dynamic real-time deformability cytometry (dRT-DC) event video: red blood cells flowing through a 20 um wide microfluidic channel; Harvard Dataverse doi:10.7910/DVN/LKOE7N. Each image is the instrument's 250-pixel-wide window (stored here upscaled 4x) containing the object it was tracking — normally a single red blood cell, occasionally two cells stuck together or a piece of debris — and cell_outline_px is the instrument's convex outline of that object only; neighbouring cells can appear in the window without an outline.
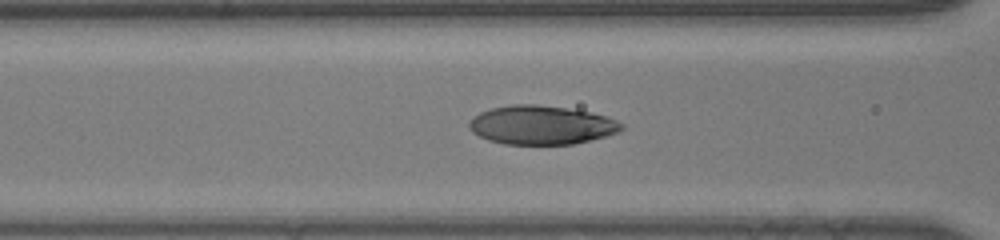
{"species": "human", "species_latin": "Homo sapiens", "temperature_condition": "room temperature", "stored_images_in_passage": 29, "camera_frame_rate_fps": 3000, "um_per_image_px": 0.085, "donor": {"sex": "male"}, "frame": {"image": 1, "passage_image": 21, "time_ms": 6.667, "image_size_px": [1000, 240], "cell_outline_px": [[624, 128], [620, 132], [592, 140], [572, 144], [504, 144], [488, 140], [472, 132], [468, 128], [468, 120], [472, 116], [488, 108], [512, 104], [536, 104], [592, 112], [608, 116], [624, 124]], "centroid_in_image_um": [46.01, 10.62], "position_along_channel_um": 120.6, "area_um2": 34.91}}
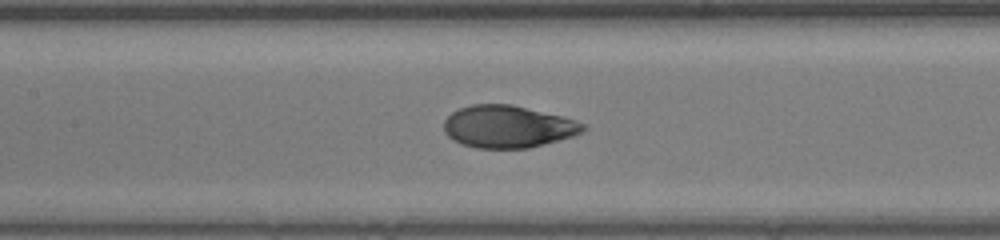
{"frame": {"image": 2, "passage_image": 24, "time_ms": 7.667, "image_size_px": [1000, 240], "cell_outline_px": [[588, 128], [572, 136], [544, 144], [528, 148], [476, 148], [452, 140], [444, 132], [444, 120], [452, 112], [460, 108], [472, 104], [512, 104], [564, 116], [576, 120], [584, 124]], "centroid_in_image_um": [43.17, 10.75], "position_along_channel_um": 164.2, "area_um2": 34.33}}
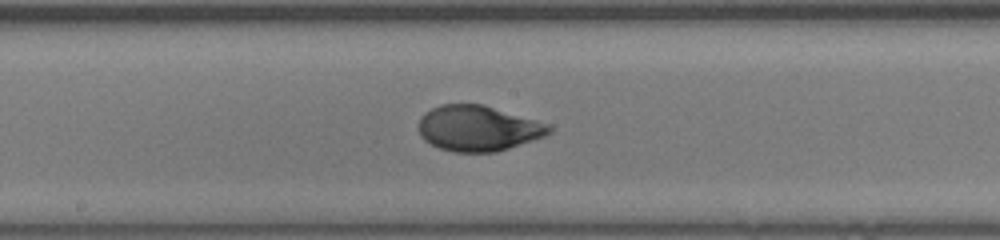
{"frame": {"image": 3, "passage_image": 27, "time_ms": 8.667, "image_size_px": [1000, 240], "cell_outline_px": [[552, 132], [544, 136], [496, 152], [456, 152], [440, 148], [424, 140], [420, 136], [420, 116], [424, 112], [440, 104], [484, 104], [552, 124]], "centroid_in_image_um": [40.67, 10.89], "position_along_channel_um": 207.5, "area_um2": 34.74}}